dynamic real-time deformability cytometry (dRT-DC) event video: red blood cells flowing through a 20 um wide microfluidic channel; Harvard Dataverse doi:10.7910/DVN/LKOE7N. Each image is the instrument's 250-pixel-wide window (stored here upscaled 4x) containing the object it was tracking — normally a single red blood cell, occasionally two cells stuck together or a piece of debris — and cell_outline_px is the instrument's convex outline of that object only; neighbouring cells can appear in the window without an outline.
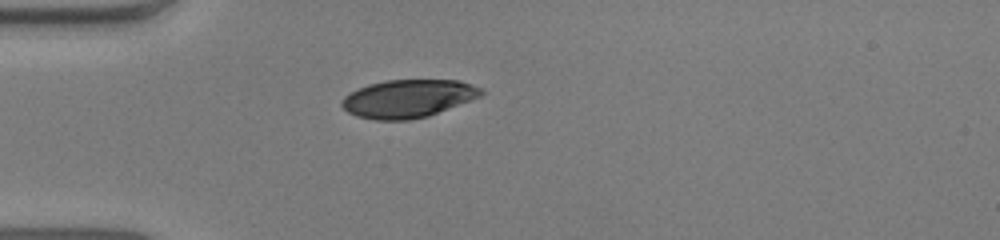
{"species": "human", "species_latin": "Homo sapiens", "temperature_condition": "warm", "stored_images_in_passage": 39, "camera_frame_rate_fps": 3000, "um_per_image_px": 0.085, "donor": {"sex": "male"}, "frame": {"image": 1, "passage_image": 1, "time_ms": 0.0, "image_size_px": [1000, 240], "cell_outline_px": [[484, 92], [480, 96], [428, 116], [408, 120], [376, 120], [356, 116], [348, 112], [340, 104], [344, 96], [368, 84], [388, 80], [460, 80], [484, 88]], "centroid_in_image_um": [34.69, 8.37], "position_along_channel_um": 50.3, "area_um2": 30.69}}
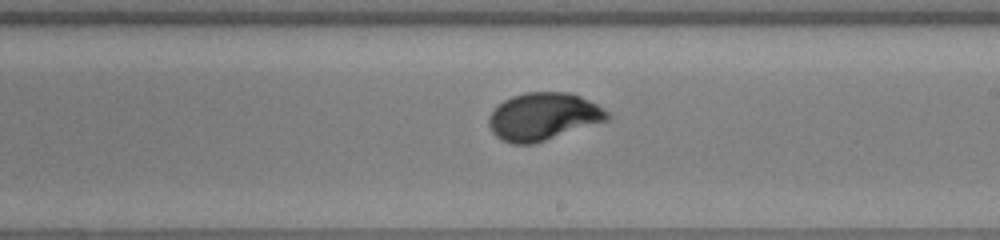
{"frame": {"image": 2, "passage_image": 17, "time_ms": 5.333, "image_size_px": [1000, 240], "cell_outline_px": [[612, 116], [608, 120], [532, 144], [512, 144], [500, 140], [492, 132], [488, 124], [488, 116], [504, 100], [512, 96], [528, 92], [568, 92], [580, 96], [596, 104], [608, 112]], "centroid_in_image_um": [46.16, 9.91], "position_along_channel_um": 242.8, "area_um2": 32.6}}
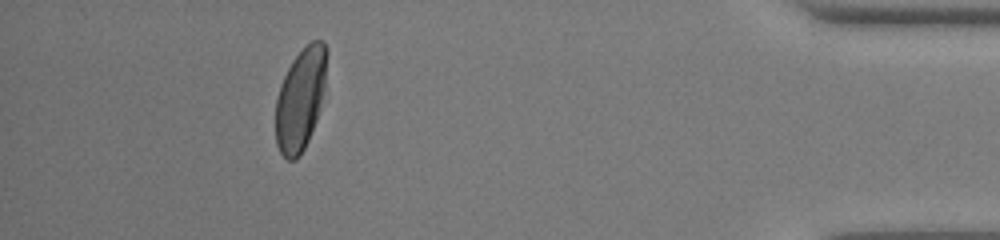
{"frame": {"image": 3, "passage_image": 34, "time_ms": 11.0, "image_size_px": [1000, 240], "cell_outline_px": [[328, 52], [324, 88], [316, 120], [308, 140], [300, 156], [296, 160], [288, 160], [280, 152], [276, 144], [276, 100], [280, 84], [292, 60], [312, 40], [324, 40], [328, 48]], "centroid_in_image_um": [25.54, 8.41], "position_along_channel_um": 409.7, "area_um2": 30.35}, "authors_computed_cell_mechanics": {"area_um2": 32.5414, "velocity_mm_per_s": 3.8971, "shape_relaxation_time_tau1_ms": 3.373, "shape_relaxation_time_tau2_ms": null, "deformation_change_tau1": 0.1893, "deformation_change_tau2": null}}